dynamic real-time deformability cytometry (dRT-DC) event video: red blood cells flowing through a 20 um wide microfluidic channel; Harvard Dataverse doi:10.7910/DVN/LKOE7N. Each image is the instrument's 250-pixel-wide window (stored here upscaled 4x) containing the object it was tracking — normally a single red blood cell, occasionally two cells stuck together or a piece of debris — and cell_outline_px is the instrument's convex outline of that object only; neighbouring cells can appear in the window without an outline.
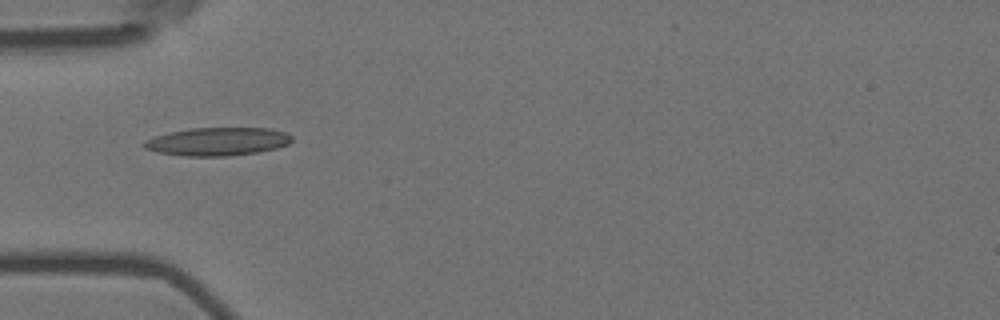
{"species": "Egyptian fruit bat (a non-hibernating species)", "species_latin": "Rousettus aegyptiacus", "temperature_condition": "room temperature", "stored_images_in_passage": 7, "camera_frame_rate_fps": 3000, "um_per_image_px": 0.085, "animal": {"sex": "female"}, "frame": {"image": 1, "passage_image": 5, "time_ms": 1.333, "image_size_px": [1000, 320], "cell_outline_px": [[292, 140], [288, 144], [276, 148], [256, 152], [228, 156], [184, 156], [156, 152], [144, 148], [140, 144], [144, 140], [156, 136], [172, 132], [192, 128], [268, 128], [288, 132], [292, 136]], "centroid_in_image_um": [18.48, 12.03], "position_along_channel_um": 66.5, "area_um2": 24.28}}
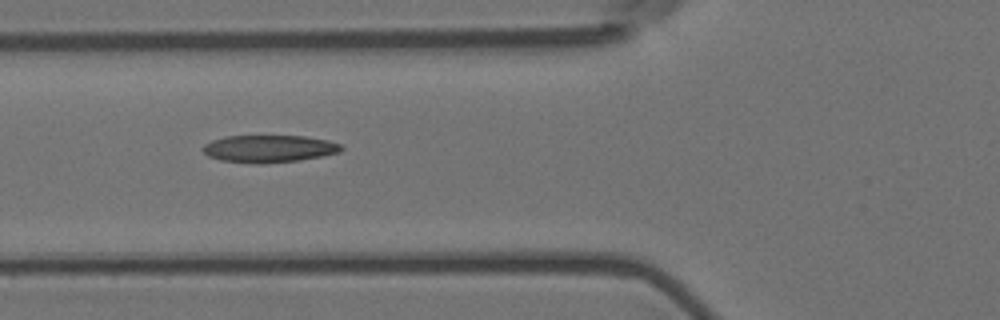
{"frame": {"image": 2, "passage_image": 6, "time_ms": 1.667, "image_size_px": [1000, 320], "cell_outline_px": [[344, 148], [340, 152], [300, 160], [264, 164], [256, 164], [220, 160], [208, 156], [204, 152], [204, 144], [212, 140], [228, 136], [304, 136], [328, 140], [340, 144]], "centroid_in_image_um": [22.88, 12.64], "position_along_channel_um": 102.9, "area_um2": 22.02}}
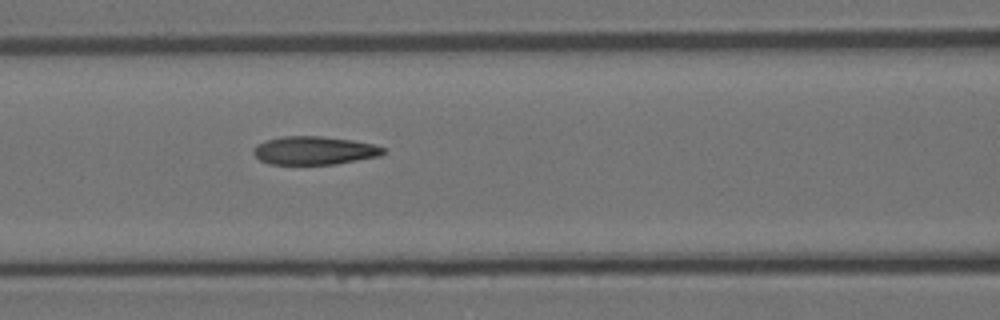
{"frame": {"image": 3, "passage_image": 7, "time_ms": 2.0, "image_size_px": [1000, 320], "cell_outline_px": [[384, 152], [380, 156], [336, 164], [268, 164], [260, 160], [252, 152], [252, 148], [256, 144], [264, 140], [280, 136], [320, 136], [352, 140], [372, 144], [384, 148]], "centroid_in_image_um": [26.65, 12.79], "position_along_channel_um": 139.9, "area_um2": 21.5}}